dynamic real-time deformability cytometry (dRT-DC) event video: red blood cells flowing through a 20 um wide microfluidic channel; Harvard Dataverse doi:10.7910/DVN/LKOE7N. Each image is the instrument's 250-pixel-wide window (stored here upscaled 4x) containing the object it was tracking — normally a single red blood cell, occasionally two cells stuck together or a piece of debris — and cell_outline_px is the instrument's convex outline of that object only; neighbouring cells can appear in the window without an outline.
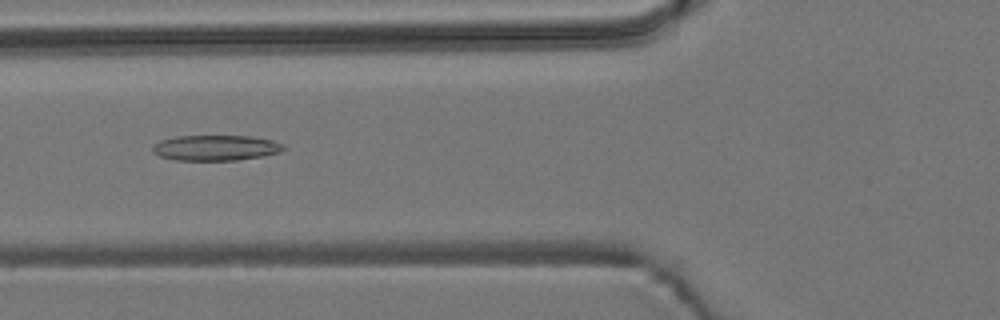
{"species": "common noctule bat (a hibernating species)", "species_latin": "Nyctalus noctula", "temperature_condition": "room temperature", "stored_images_in_passage": 7, "camera_frame_rate_fps": 3000, "um_per_image_px": 0.085, "animal": {"sex": "male", "body_mass_g": 19.2, "forearm_length_mm": 51.8}, "frame": {"image": 1, "passage_image": 2, "time_ms": 0.333, "image_size_px": [1000, 320], "cell_outline_px": [[288, 148], [280, 152], [264, 156], [236, 160], [176, 160], [160, 156], [152, 152], [152, 144], [160, 140], [176, 136], [252, 136], [272, 140], [284, 144]], "centroid_in_image_um": [18.35, 12.56], "position_along_channel_um": 107.4, "area_um2": 19.65}}
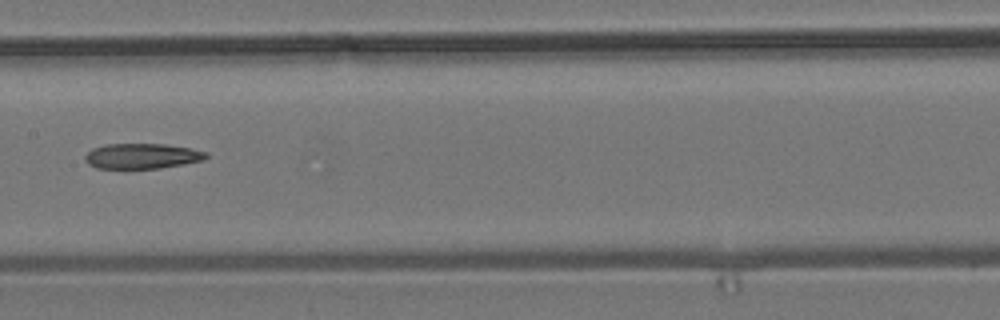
{"frame": {"image": 2, "passage_image": 4, "time_ms": 1.0, "image_size_px": [1000, 320], "cell_outline_px": [[208, 156], [200, 160], [184, 164], [160, 168], [96, 168], [88, 164], [84, 160], [84, 156], [92, 148], [104, 144], [164, 144], [192, 148], [208, 152]], "centroid_in_image_um": [12.04, 13.26], "position_along_channel_um": 195.4, "area_um2": 17.86}}
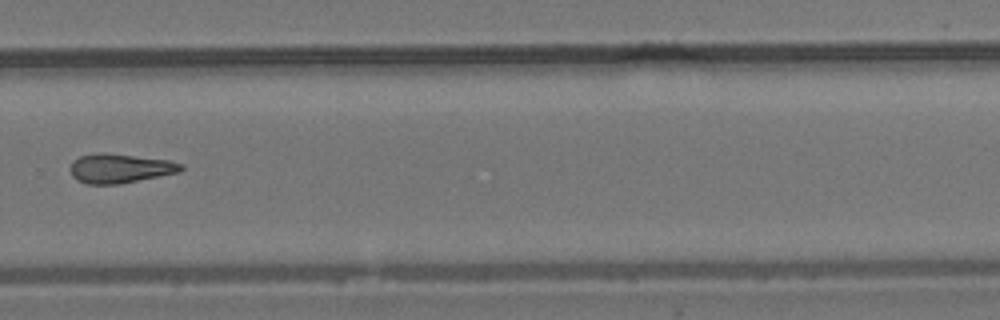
{"frame": {"image": 3, "passage_image": 7, "time_ms": 2.0, "image_size_px": [1000, 320], "cell_outline_px": [[184, 168], [180, 172], [120, 184], [88, 184], [76, 180], [72, 176], [68, 168], [72, 160], [80, 156], [96, 152], [104, 152], [168, 160], [184, 164]], "centroid_in_image_um": [10.16, 14.3], "position_along_channel_um": 319.6, "area_um2": 19.19}}